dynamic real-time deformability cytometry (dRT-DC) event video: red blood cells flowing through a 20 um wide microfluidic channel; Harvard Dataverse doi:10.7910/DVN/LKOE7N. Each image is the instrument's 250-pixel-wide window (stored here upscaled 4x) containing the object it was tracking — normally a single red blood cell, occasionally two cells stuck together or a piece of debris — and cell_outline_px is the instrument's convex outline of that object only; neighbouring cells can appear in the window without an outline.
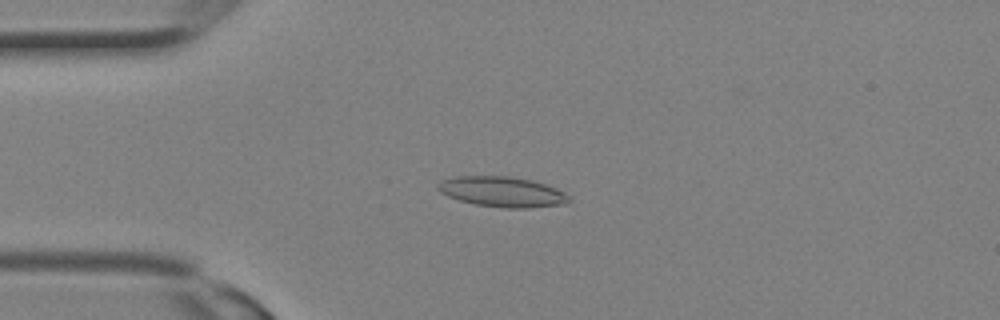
{"species": "Egyptian fruit bat (a non-hibernating species)", "species_latin": "Rousettus aegyptiacus", "temperature_condition": "room temperature", "stored_images_in_passage": 19, "camera_frame_rate_fps": 3000, "um_per_image_px": 0.085, "animal": {"sex": "female"}, "frame": {"image": 1, "passage_image": 8, "time_ms": 2.333, "image_size_px": [1000, 320], "cell_outline_px": [[572, 200], [568, 204], [528, 208], [504, 208], [476, 204], [460, 200], [448, 196], [440, 192], [436, 188], [436, 184], [440, 180], [452, 176], [508, 176], [532, 180], [556, 188], [572, 196]], "centroid_in_image_um": [42.71, 16.3], "position_along_channel_um": 42.3, "area_um2": 23.47}}
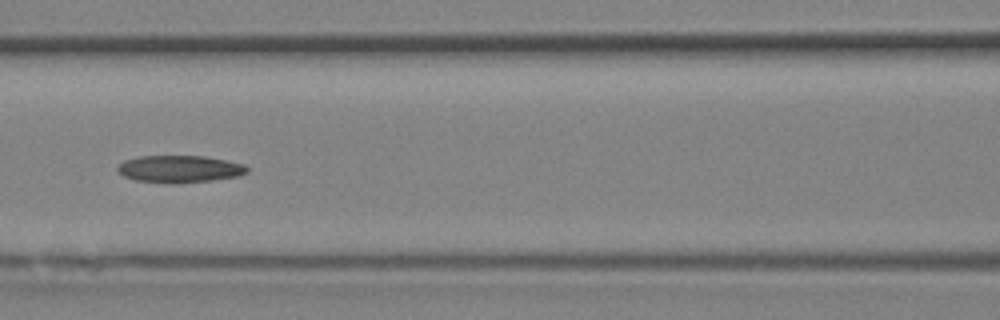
{"frame": {"image": 2, "passage_image": 14, "time_ms": 4.333, "image_size_px": [1000, 320], "cell_outline_px": [[248, 172], [240, 176], [212, 180], [172, 184], [136, 180], [124, 176], [116, 168], [124, 160], [140, 156], [204, 156], [244, 164], [248, 168]], "centroid_in_image_um": [15.28, 14.37], "position_along_channel_um": 151.3, "area_um2": 20.46}}
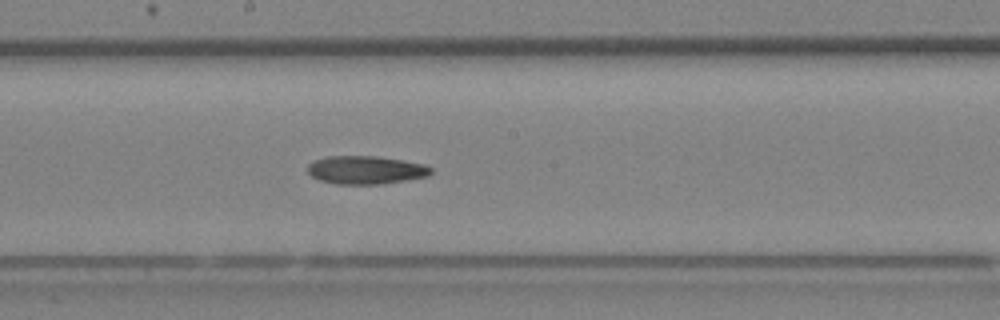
{"frame": {"image": 3, "passage_image": 17, "time_ms": 5.333, "image_size_px": [1000, 320], "cell_outline_px": [[432, 172], [428, 176], [408, 180], [380, 184], [336, 184], [320, 180], [312, 176], [308, 172], [308, 164], [316, 160], [328, 156], [376, 156], [404, 160], [424, 164], [432, 168]], "centroid_in_image_um": [31.12, 14.45], "position_along_channel_um": 217.1, "area_um2": 20.29}}